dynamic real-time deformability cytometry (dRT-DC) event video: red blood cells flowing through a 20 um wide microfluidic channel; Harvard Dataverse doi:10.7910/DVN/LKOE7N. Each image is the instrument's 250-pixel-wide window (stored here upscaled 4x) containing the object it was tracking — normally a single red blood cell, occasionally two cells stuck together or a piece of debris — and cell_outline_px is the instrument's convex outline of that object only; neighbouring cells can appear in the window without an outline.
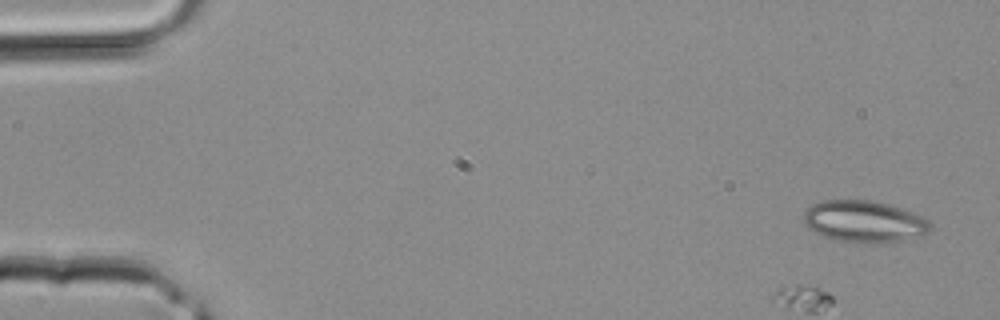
{"species": "common noctule bat (a hibernating species)", "species_latin": "Nyctalus noctula", "temperature_condition": "room temperature", "stored_images_in_passage": 4, "camera_frame_rate_fps": 3000, "um_per_image_px": 0.085, "animal": {"sex": "male", "body_mass_g": 20.4}, "frame": {"image": 1, "passage_image": 1, "time_ms": 0.0, "image_size_px": [1000, 320], "cell_outline_px": [[932, 228], [924, 236], [904, 240], [872, 244], [836, 240], [824, 236], [808, 228], [804, 224], [804, 212], [812, 204], [824, 200], [872, 200], [888, 204], [912, 212], [928, 220], [932, 224]], "centroid_in_image_um": [73.48, 18.84], "position_along_channel_um": 11.5, "area_um2": 30.98}}